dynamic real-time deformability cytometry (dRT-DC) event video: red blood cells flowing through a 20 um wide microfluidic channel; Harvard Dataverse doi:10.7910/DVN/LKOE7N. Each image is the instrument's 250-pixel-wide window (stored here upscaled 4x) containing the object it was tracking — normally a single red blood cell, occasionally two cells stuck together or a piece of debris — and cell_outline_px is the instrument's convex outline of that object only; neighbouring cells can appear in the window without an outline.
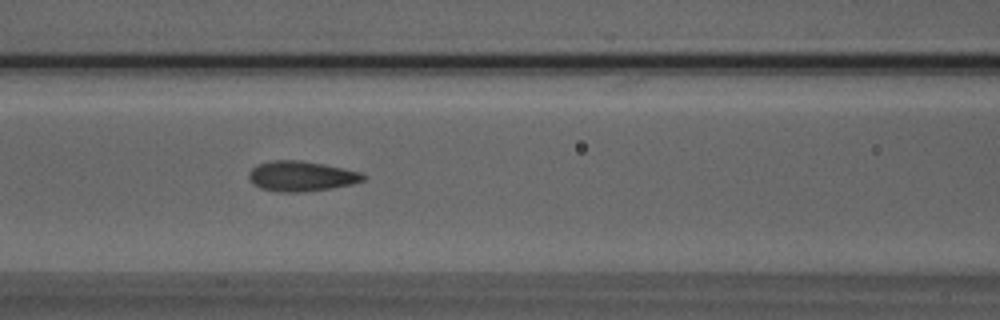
{"species": "Egyptian fruit bat (a non-hibernating species)", "species_latin": "Rousettus aegyptiacus", "temperature_condition": "room temperature", "stored_images_in_passage": 45, "camera_frame_rate_fps": 3000, "um_per_image_px": 0.085, "animal": {"sex": "male"}, "frame": {"image": 1, "passage_image": 21, "time_ms": 6.667, "image_size_px": [1000, 320], "cell_outline_px": [[368, 176], [364, 180], [352, 184], [328, 188], [300, 192], [280, 192], [260, 188], [252, 184], [248, 176], [248, 172], [256, 164], [272, 160], [300, 160], [360, 172]], "centroid_in_image_um": [25.55, 14.97], "position_along_channel_um": 141.0, "area_um2": 19.94}}
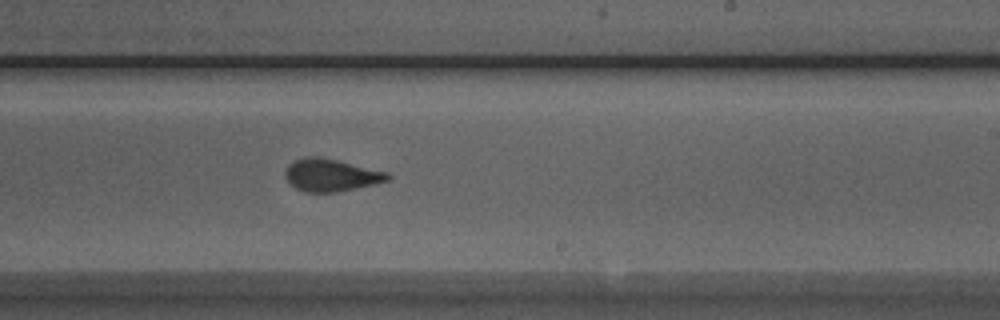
{"frame": {"image": 2, "passage_image": 30, "time_ms": 9.667, "image_size_px": [1000, 320], "cell_outline_px": [[392, 176], [388, 180], [372, 184], [336, 192], [304, 192], [296, 188], [284, 176], [284, 172], [288, 164], [304, 156], [320, 156], [388, 172]], "centroid_in_image_um": [28.1, 14.87], "position_along_channel_um": 260.9, "area_um2": 19.25}}
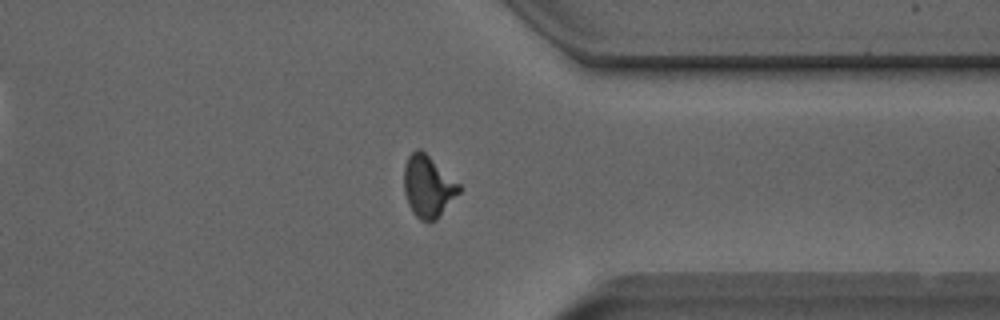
{"frame": {"image": 3, "passage_image": 39, "time_ms": 12.667, "image_size_px": [1000, 320], "cell_outline_px": [[464, 188], [436, 220], [428, 224], [420, 220], [412, 212], [408, 204], [404, 192], [404, 168], [408, 156], [416, 148], [420, 148], [460, 184]], "centroid_in_image_um": [36.39, 15.88], "position_along_channel_um": 375.0, "area_um2": 20.06}, "authors_computed_cell_mechanics": {"area_um2": 19.8254, "velocity_mm_per_s": 4.0004, "shape_relaxation_time_tau1_ms": 7.0758, "shape_relaxation_time_tau2_ms": 1.0096, "deformation_change_tau1": 0.1825, "deformation_change_tau2": 0.0751}}